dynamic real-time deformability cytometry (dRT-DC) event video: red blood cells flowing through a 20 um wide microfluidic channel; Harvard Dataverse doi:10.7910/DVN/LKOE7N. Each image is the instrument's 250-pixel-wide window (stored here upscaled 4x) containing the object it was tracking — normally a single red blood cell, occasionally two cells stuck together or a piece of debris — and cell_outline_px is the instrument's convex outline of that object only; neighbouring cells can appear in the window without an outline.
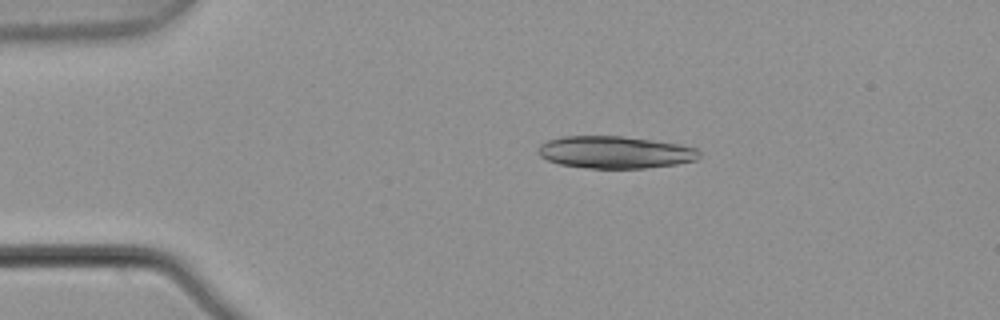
{"species": "common noctule bat (a hibernating species)", "species_latin": "Nyctalus noctula", "temperature_condition": "warm", "stored_images_in_passage": 5, "camera_frame_rate_fps": 3000, "um_per_image_px": 0.085, "animal": {"sex": "male", "body_mass_g": 21.5, "forearm_length_mm": 52.0}, "frame": {"image": 1, "passage_image": 5, "time_ms": 1.333, "image_size_px": [1000, 320], "cell_outline_px": [[700, 156], [696, 160], [676, 164], [644, 168], [588, 168], [560, 164], [548, 160], [540, 156], [540, 144], [548, 140], [564, 136], [620, 136], [652, 140], [680, 144], [696, 148], [700, 152]], "centroid_in_image_um": [52.31, 12.94], "position_along_channel_um": 32.7, "area_um2": 30.06}}